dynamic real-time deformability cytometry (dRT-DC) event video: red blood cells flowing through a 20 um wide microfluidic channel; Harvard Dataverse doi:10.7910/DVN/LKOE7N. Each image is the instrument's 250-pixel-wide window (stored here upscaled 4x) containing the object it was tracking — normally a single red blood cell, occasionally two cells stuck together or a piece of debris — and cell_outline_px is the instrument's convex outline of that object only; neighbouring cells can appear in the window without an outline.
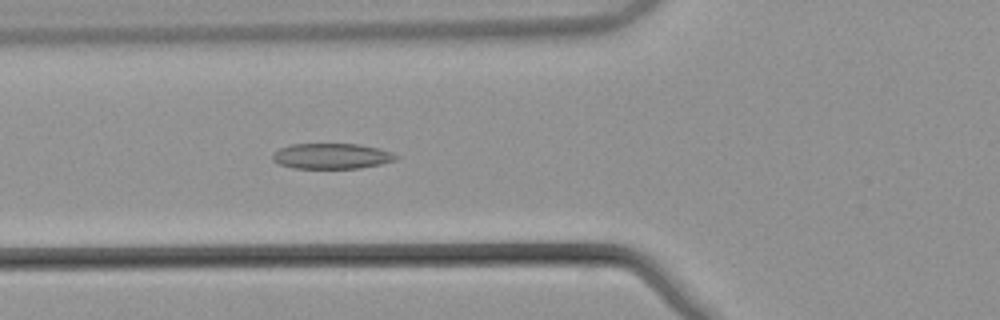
{"species": "common noctule bat (a hibernating species)", "species_latin": "Nyctalus noctula", "temperature_condition": "warm", "stored_images_in_passage": 54, "camera_frame_rate_fps": 3000, "um_per_image_px": 0.085, "animal": {"sex": "male", "body_mass_g": 21.5, "forearm_length_mm": 52.0}, "frame": {"image": 1, "passage_image": 21, "time_ms": 6.667, "image_size_px": [1000, 320], "cell_outline_px": [[400, 156], [396, 160], [380, 164], [360, 168], [292, 168], [280, 164], [272, 160], [272, 156], [280, 148], [292, 144], [356, 144], [380, 148], [392, 152]], "centroid_in_image_um": [28.23, 13.27], "position_along_channel_um": 97.6, "area_um2": 18.32}}
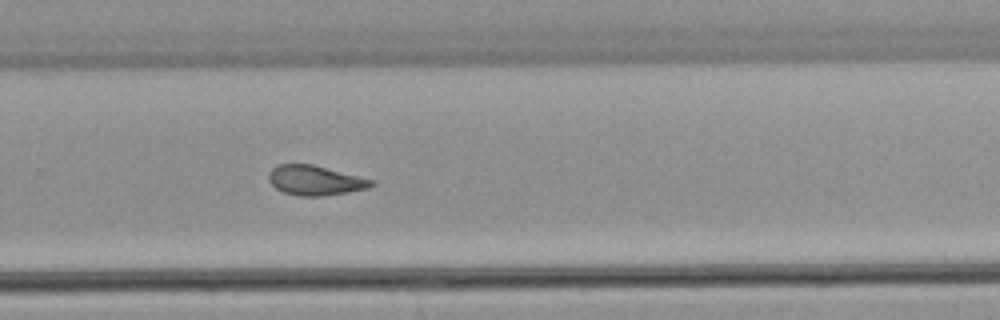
{"frame": {"image": 2, "passage_image": 37, "time_ms": 12.0, "image_size_px": [1000, 320], "cell_outline_px": [[376, 184], [368, 188], [348, 192], [324, 196], [300, 196], [284, 192], [276, 188], [268, 180], [268, 172], [276, 164], [312, 164], [372, 180]], "centroid_in_image_um": [26.75, 15.33], "position_along_channel_um": 303.1, "area_um2": 17.69}}
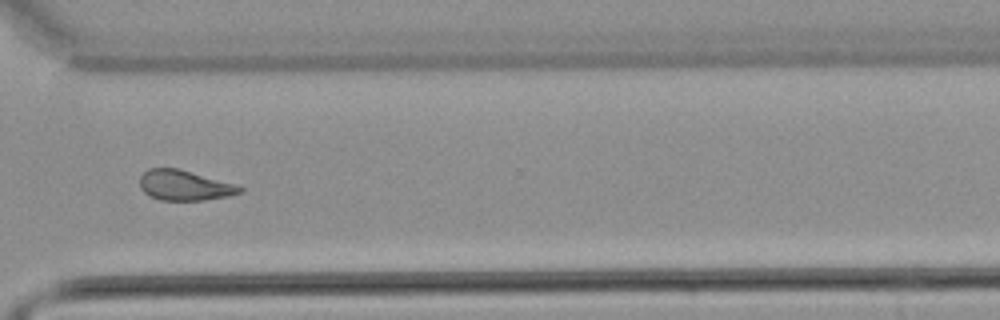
{"frame": {"image": 3, "passage_image": 41, "time_ms": 13.333, "image_size_px": [1000, 320], "cell_outline_px": [[244, 192], [228, 196], [204, 200], [160, 200], [144, 192], [140, 188], [140, 176], [148, 168], [180, 168], [232, 184], [244, 188]], "centroid_in_image_um": [15.66, 15.75], "position_along_channel_um": 354.9, "area_um2": 17.46}, "authors_computed_cell_mechanics": {"area_um2": 18.4382, "velocity_mm_per_s": 3.8498, "shape_relaxation_time_tau1_ms": 8.4095, "shape_relaxation_time_tau2_ms": 2.2262, "deformation_change_tau1": 0.1726, "deformation_change_tau2": 0.0881}}